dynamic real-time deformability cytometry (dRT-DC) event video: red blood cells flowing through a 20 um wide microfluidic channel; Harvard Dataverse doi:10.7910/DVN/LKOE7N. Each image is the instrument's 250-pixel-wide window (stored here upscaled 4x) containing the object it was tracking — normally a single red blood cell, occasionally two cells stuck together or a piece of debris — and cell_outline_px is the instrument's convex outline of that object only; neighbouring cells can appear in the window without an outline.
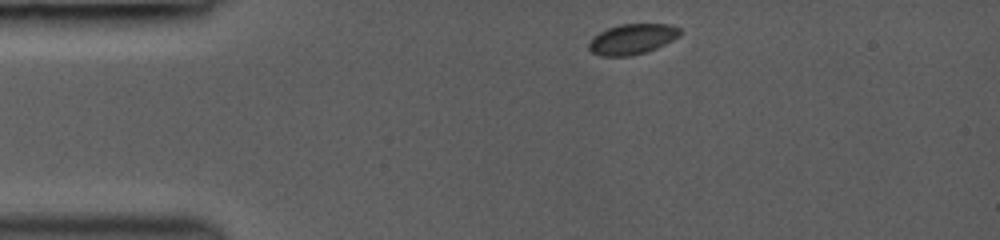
{"species": "common noctule bat (a hibernating species)", "species_latin": "Nyctalus noctula", "temperature_condition": "room temperature", "stored_images_in_passage": 25, "camera_frame_rate_fps": 3000, "um_per_image_px": 0.085, "animal": {"sex": "female", "body_mass_g": 19.0, "forearm_length_mm": 53.3}, "frame": {"image": 1, "passage_image": 1, "time_ms": 0.0, "image_size_px": [1000, 240], "cell_outline_px": [[680, 36], [656, 48], [644, 52], [628, 56], [600, 56], [592, 52], [588, 48], [588, 44], [592, 36], [608, 28], [620, 24], [668, 24], [680, 28]], "centroid_in_image_um": [53.71, 3.32], "position_along_channel_um": 31.3, "area_um2": 16.07}}
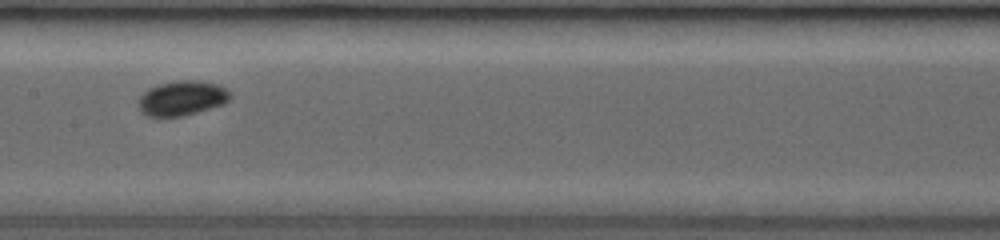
{"frame": {"image": 2, "passage_image": 11, "time_ms": 5.0, "image_size_px": [1000, 240], "cell_outline_px": [[232, 96], [224, 104], [184, 116], [144, 116], [140, 112], [136, 104], [140, 96], [148, 88], [160, 84], [180, 80], [200, 80], [216, 84], [232, 92]], "centroid_in_image_um": [15.45, 8.35], "position_along_channel_um": 192.0, "area_um2": 18.79}}
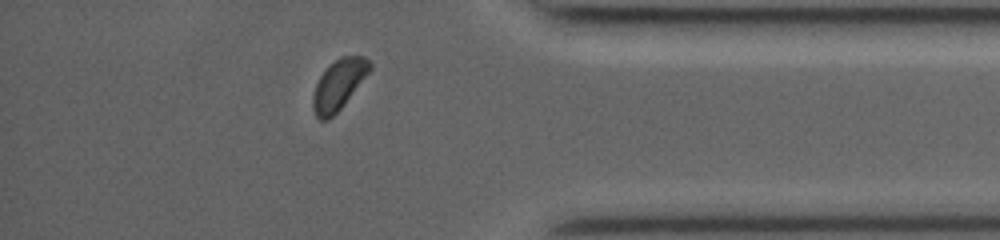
{"frame": {"image": 3, "passage_image": 22, "time_ms": 10.333, "image_size_px": [1000, 240], "cell_outline_px": [[372, 68], [344, 104], [328, 120], [320, 120], [316, 116], [312, 108], [312, 96], [316, 84], [320, 76], [336, 60], [344, 56], [364, 56], [372, 64]], "centroid_in_image_um": [28.78, 7.21], "position_along_channel_um": 406.4, "area_um2": 16.24}, "authors_computed_cell_mechanics": {"area_um2": 17.1088, "velocity_mm_per_s": 4.2004, "shape_relaxation_time_tau1_ms": 0.33, "shape_relaxation_time_tau2_ms": 5.0754, "deformation_change_tau1": 0.0459, "deformation_change_tau2": 0.04}}